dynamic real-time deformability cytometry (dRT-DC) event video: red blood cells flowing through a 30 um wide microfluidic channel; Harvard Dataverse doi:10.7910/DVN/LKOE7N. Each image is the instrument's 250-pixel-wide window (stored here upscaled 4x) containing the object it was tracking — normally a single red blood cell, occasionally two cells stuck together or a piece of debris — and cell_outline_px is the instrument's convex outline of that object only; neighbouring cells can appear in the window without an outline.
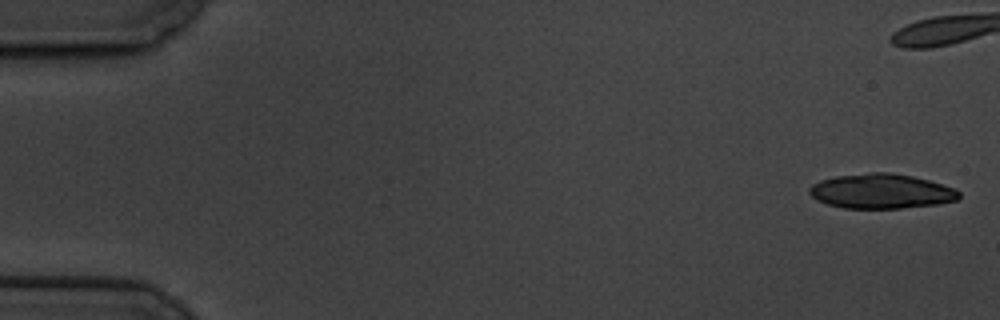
{"species": "common noctule bat (a hibernating species)", "species_latin": "Nyctalus noctula", "temperature_condition": "cold", "stored_images_in_passage": 8, "camera_frame_rate_fps": 3000, "um_per_image_px": 0.085, "animal": {"sex": "male", "body_mass_g": 19.5, "forearm_length_mm": 54.6}, "frame": {"image": 1, "passage_image": 1, "time_ms": 0.0, "image_size_px": [1000, 320], "cell_outline_px": [[960, 196], [956, 200], [936, 204], [900, 208], [844, 208], [828, 204], [812, 196], [808, 192], [808, 188], [812, 184], [820, 180], [836, 176], [872, 172], [892, 172], [912, 176], [928, 180], [952, 188], [960, 192]], "centroid_in_image_um": [74.88, 16.25], "position_along_channel_um": 10.1, "area_um2": 30.0}}
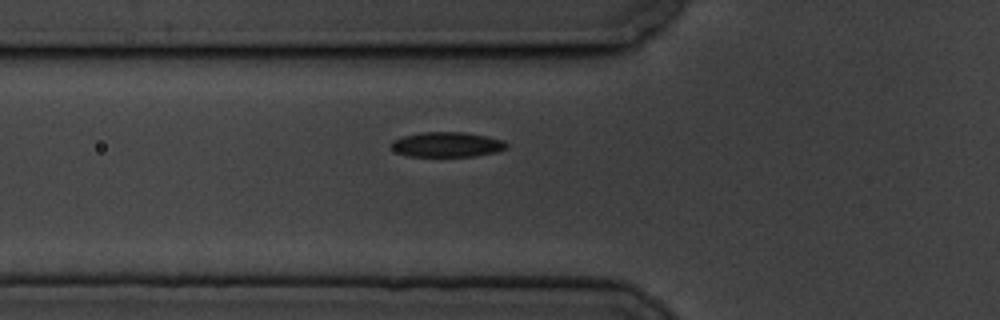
{"frame": {"image": 2, "passage_image": 8, "time_ms": 9.0, "image_size_px": [1000, 320], "cell_outline_px": [[508, 144], [504, 148], [496, 152], [472, 156], [408, 156], [396, 152], [392, 148], [392, 140], [404, 136], [420, 132], [464, 132], [488, 136], [504, 140]], "centroid_in_image_um": [37.99, 12.27], "position_along_channel_um": 87.8, "area_um2": 16.7}}